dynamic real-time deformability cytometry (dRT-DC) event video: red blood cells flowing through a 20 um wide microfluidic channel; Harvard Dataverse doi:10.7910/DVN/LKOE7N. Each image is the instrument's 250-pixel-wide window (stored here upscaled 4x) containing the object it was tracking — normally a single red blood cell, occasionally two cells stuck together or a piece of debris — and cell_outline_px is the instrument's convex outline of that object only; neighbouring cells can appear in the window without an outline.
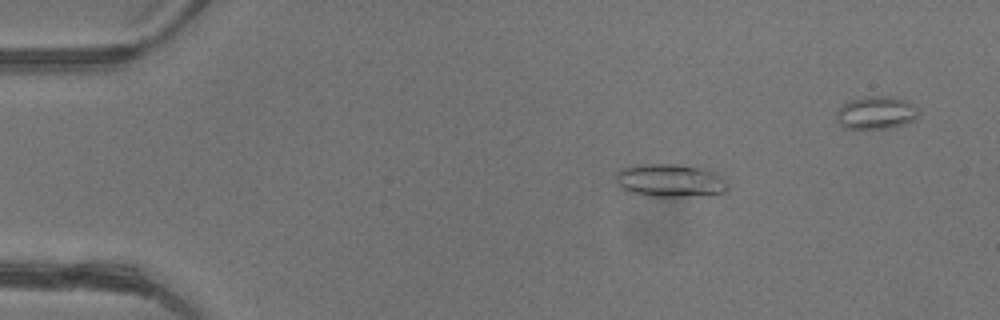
{"species": "common noctule bat (a hibernating species)", "species_latin": "Nyctalus noctula", "temperature_condition": "warm", "stored_images_in_passage": 42, "camera_frame_rate_fps": 3000, "um_per_image_px": 0.085, "animal": {"sex": "female"}, "frame": {"image": 1, "passage_image": 9, "time_ms": 2.667, "image_size_px": [1000, 320], "cell_outline_px": [[728, 188], [724, 192], [688, 196], [644, 196], [628, 192], [620, 188], [616, 180], [616, 172], [624, 168], [636, 164], [700, 164], [716, 172], [728, 184]], "centroid_in_image_um": [56.97, 15.31], "position_along_channel_um": 28.0, "area_um2": 22.08}}
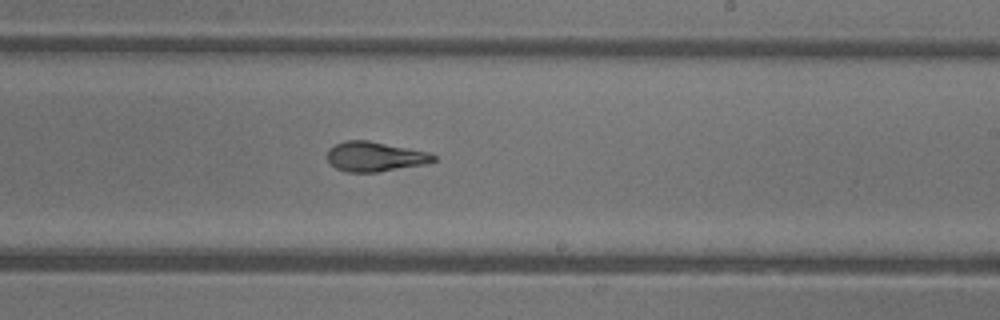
{"frame": {"image": 2, "passage_image": 29, "time_ms": 9.333, "image_size_px": [1000, 320], "cell_outline_px": [[436, 160], [424, 164], [376, 172], [348, 172], [336, 168], [328, 160], [328, 148], [336, 144], [348, 140], [368, 140], [428, 152], [436, 156]], "centroid_in_image_um": [31.86, 13.3], "position_along_channel_um": 257.1, "area_um2": 18.15}}
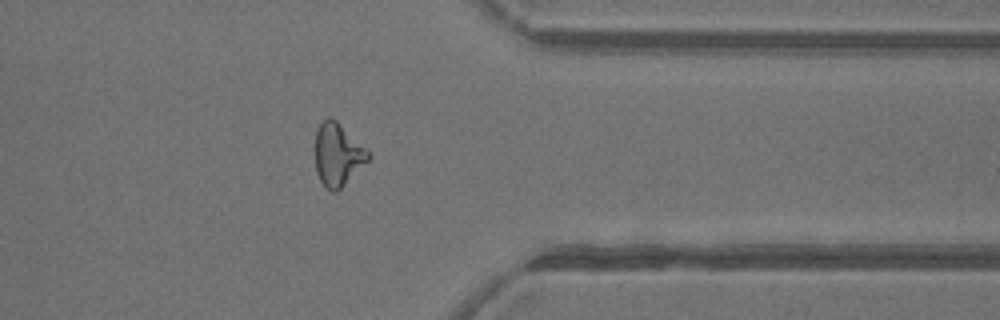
{"frame": {"image": 3, "passage_image": 38, "time_ms": 12.333, "image_size_px": [1000, 320], "cell_outline_px": [[372, 156], [336, 192], [332, 192], [320, 180], [316, 172], [316, 128], [328, 116], [336, 120], [368, 148]], "centroid_in_image_um": [28.73, 13.1], "position_along_channel_um": 382.7, "area_um2": 19.25}}